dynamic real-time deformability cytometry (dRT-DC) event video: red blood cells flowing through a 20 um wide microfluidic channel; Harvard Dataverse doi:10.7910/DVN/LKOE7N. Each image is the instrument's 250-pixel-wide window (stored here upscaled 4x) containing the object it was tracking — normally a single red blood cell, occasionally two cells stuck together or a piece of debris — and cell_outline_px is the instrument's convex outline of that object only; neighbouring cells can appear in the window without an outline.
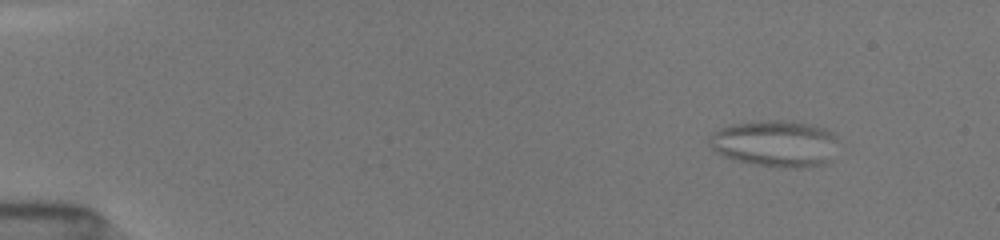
{"species": "common noctule bat (a hibernating species)", "species_latin": "Nyctalus noctula", "temperature_condition": "room temperature", "stored_images_in_passage": 25, "camera_frame_rate_fps": 3000, "um_per_image_px": 0.085, "animal": {"sex": "female", "body_mass_g": 19.5, "forearm_length_mm": 54.1}, "frame": {"image": 1, "passage_image": 2, "time_ms": 0.667, "image_size_px": [1000, 240], "cell_outline_px": [[836, 136], [824, 164], [796, 168], [792, 168], [760, 164], [740, 160], [724, 156], [712, 148], [708, 140], [708, 136], [712, 132], [720, 128], [732, 124], [772, 120], [780, 120], [808, 124], [824, 128], [832, 132]], "centroid_in_image_um": [65.81, 12.17], "position_along_channel_um": 19.2, "area_um2": 33.7}}
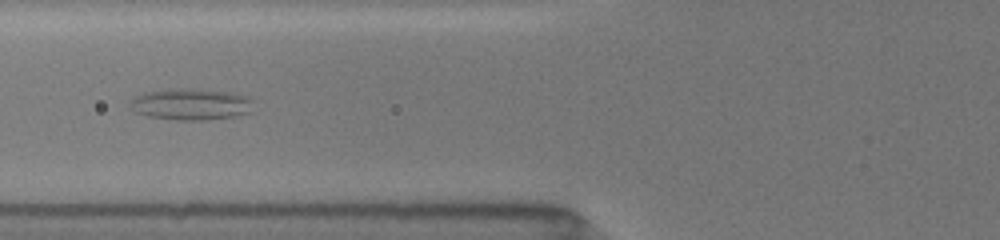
{"frame": {"image": 2, "passage_image": 17, "time_ms": 6.333, "image_size_px": [1000, 240], "cell_outline_px": [[256, 100], [248, 112], [232, 116], [208, 120], [176, 120], [148, 116], [136, 112], [128, 104], [136, 96], [144, 92], [180, 88], [228, 92], [248, 96]], "centroid_in_image_um": [16.24, 8.86], "position_along_channel_um": 109.6, "area_um2": 22.43}}
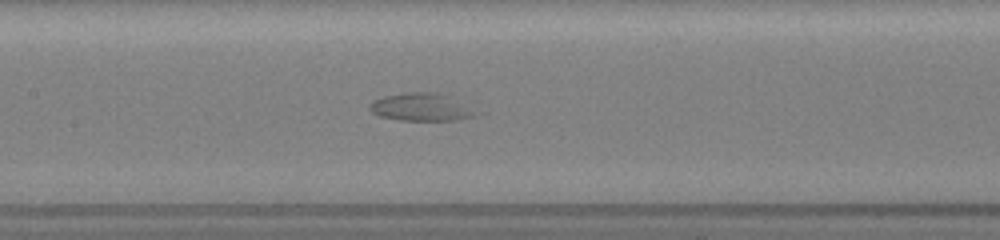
{"frame": {"image": 3, "passage_image": 22, "time_ms": 8.0, "image_size_px": [1000, 240], "cell_outline_px": [[480, 112], [472, 116], [456, 120], [400, 120], [380, 116], [372, 112], [368, 108], [372, 100], [384, 96], [404, 92], [440, 92], [452, 96]], "centroid_in_image_um": [35.82, 9.08], "position_along_channel_um": 171.6, "area_um2": 17.4}}